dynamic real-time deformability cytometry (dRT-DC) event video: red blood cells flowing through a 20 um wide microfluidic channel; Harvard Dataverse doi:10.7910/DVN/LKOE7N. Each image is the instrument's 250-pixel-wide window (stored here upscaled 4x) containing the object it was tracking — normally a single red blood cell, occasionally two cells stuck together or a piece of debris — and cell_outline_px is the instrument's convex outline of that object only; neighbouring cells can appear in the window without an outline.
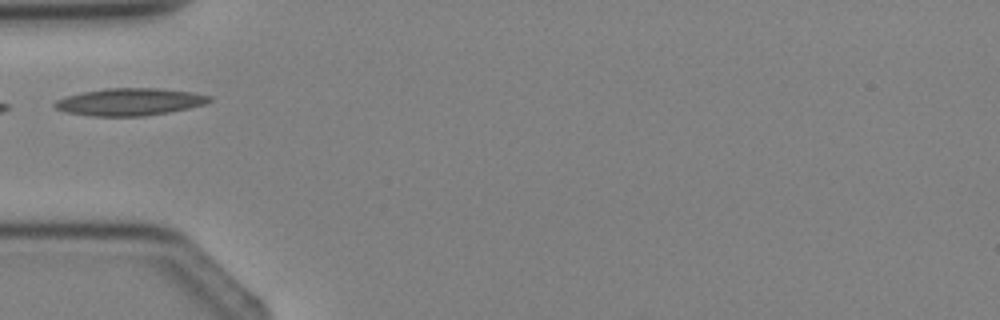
{"species": "Egyptian fruit bat (a non-hibernating species)", "species_latin": "Rousettus aegyptiacus", "temperature_condition": "cold", "stored_images_in_passage": 3, "camera_frame_rate_fps": 3000, "um_per_image_px": 0.085, "animal": {"sex": "female"}, "frame": {"image": 1, "passage_image": 3, "time_ms": 3.333, "image_size_px": [1000, 320], "cell_outline_px": [[212, 100], [204, 104], [188, 108], [168, 112], [144, 116], [92, 116], [64, 112], [56, 108], [52, 104], [56, 100], [68, 96], [84, 92], [104, 88], [160, 88], [192, 92], [212, 96]], "centroid_in_image_um": [11.03, 8.66], "position_along_channel_um": 74.0, "area_um2": 24.57}}